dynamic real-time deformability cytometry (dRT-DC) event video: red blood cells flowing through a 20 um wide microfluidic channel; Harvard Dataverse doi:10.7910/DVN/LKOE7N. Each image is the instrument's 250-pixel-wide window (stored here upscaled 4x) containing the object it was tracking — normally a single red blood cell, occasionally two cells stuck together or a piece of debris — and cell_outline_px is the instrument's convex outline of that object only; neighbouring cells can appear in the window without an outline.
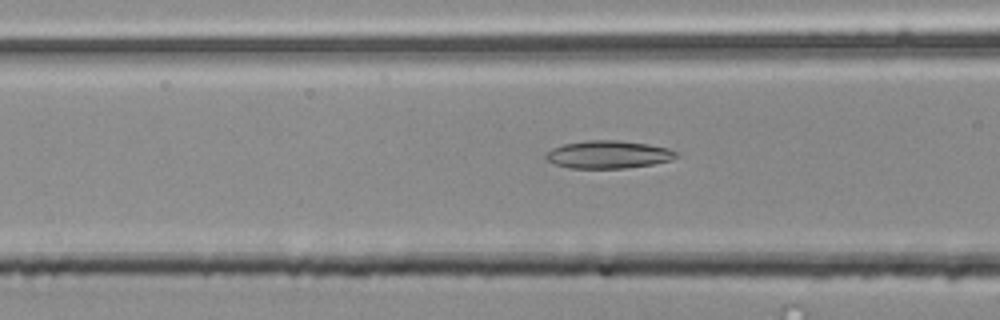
{"species": "common noctule bat (a hibernating species)", "species_latin": "Nyctalus noctula", "temperature_condition": "room temperature", "stored_images_in_passage": 54, "camera_frame_rate_fps": 3000, "um_per_image_px": 0.085, "animal": {"sex": "male", "body_mass_g": 20.4}, "frame": {"image": 1, "passage_image": 21, "time_ms": 6.667, "image_size_px": [1000, 320], "cell_outline_px": [[676, 156], [672, 160], [652, 164], [624, 168], [572, 168], [552, 164], [544, 160], [544, 156], [552, 148], [564, 144], [588, 140], [616, 140], [648, 144], [668, 148], [676, 152]], "centroid_in_image_um": [51.65, 13.14], "position_along_channel_um": 114.9, "area_um2": 21.04}}
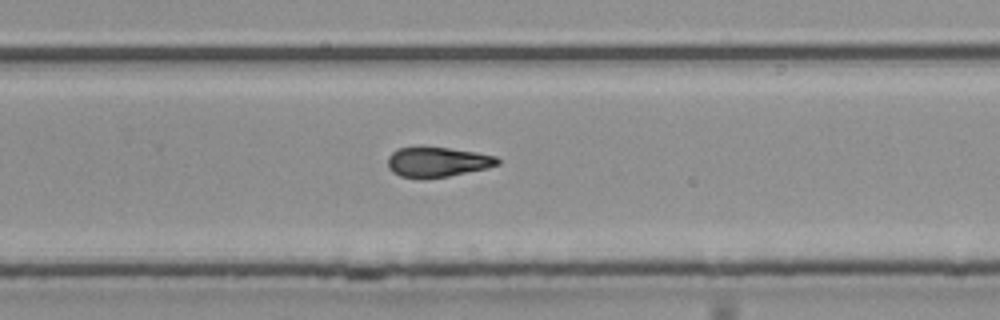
{"frame": {"image": 2, "passage_image": 35, "time_ms": 11.333, "image_size_px": [1000, 320], "cell_outline_px": [[500, 164], [488, 168], [448, 176], [420, 180], [400, 176], [392, 172], [388, 168], [388, 156], [392, 152], [400, 148], [420, 144], [424, 144], [476, 152], [496, 156], [500, 160]], "centroid_in_image_um": [37.14, 13.75], "position_along_channel_um": 292.7, "area_um2": 20.0}}
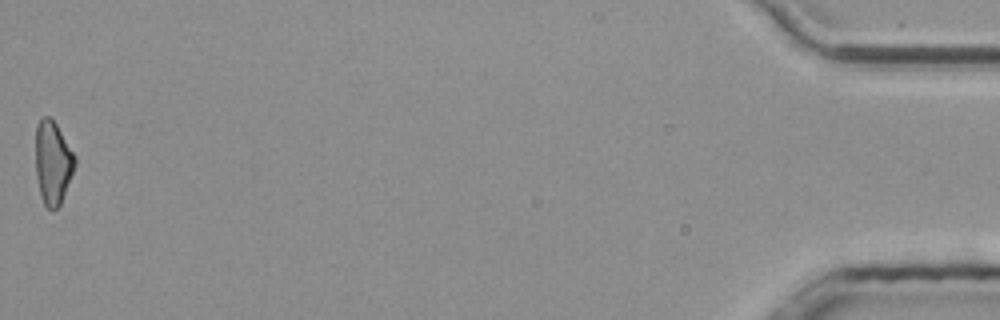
{"frame": {"image": 3, "passage_image": 54, "time_ms": 17.667, "image_size_px": [1000, 320], "cell_outline_px": [[76, 164], [60, 204], [56, 208], [48, 208], [44, 204], [40, 196], [36, 176], [36, 124], [44, 116], [48, 116], [56, 124], [76, 156]], "centroid_in_image_um": [4.48, 13.81], "position_along_channel_um": 430.7, "area_um2": 18.9}, "authors_computed_cell_mechanics": {"area_um2": 19.9988, "velocity_mm_per_s": 3.8062, "shape_relaxation_time_tau1_ms": null, "shape_relaxation_time_tau2_ms": 9.2247, "deformation_change_tau1": null, "deformation_change_tau2": 0.2095}}